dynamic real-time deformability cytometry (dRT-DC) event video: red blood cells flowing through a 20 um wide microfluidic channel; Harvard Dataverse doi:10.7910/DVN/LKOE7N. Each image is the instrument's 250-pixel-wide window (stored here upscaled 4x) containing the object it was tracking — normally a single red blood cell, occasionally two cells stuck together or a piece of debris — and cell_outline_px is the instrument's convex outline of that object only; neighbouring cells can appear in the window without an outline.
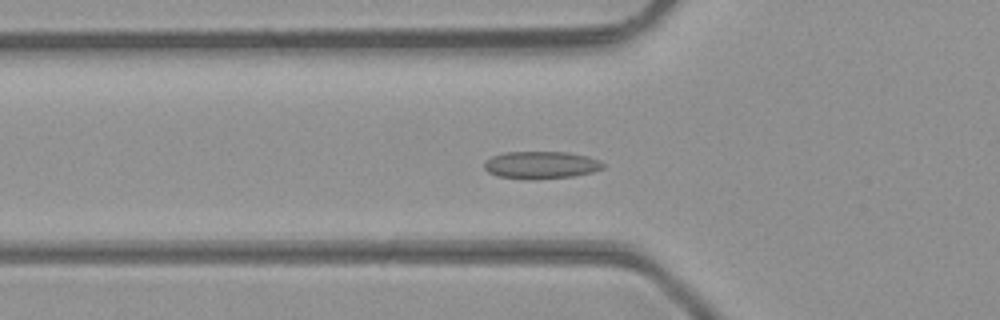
{"species": "common noctule bat (a hibernating species)", "species_latin": "Nyctalus noctula", "temperature_condition": "room temperature", "stored_images_in_passage": 48, "camera_frame_rate_fps": 3000, "um_per_image_px": 0.085, "animal": {"sex": "male", "body_mass_g": 23.1, "forearm_length_mm": 52.7}, "frame": {"image": 1, "passage_image": 16, "time_ms": 5.0, "image_size_px": [1000, 320], "cell_outline_px": [[604, 168], [592, 172], [572, 176], [536, 180], [528, 180], [500, 176], [488, 172], [484, 168], [484, 160], [492, 156], [504, 152], [568, 152], [588, 156], [600, 160], [604, 164]], "centroid_in_image_um": [45.98, 14.02], "position_along_channel_um": 79.8, "area_um2": 19.19}}
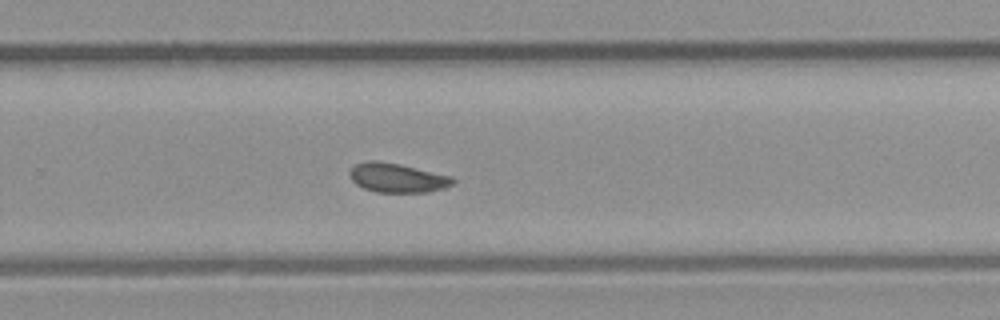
{"frame": {"image": 2, "passage_image": 31, "time_ms": 10.0, "image_size_px": [1000, 320], "cell_outline_px": [[456, 180], [452, 184], [444, 188], [428, 192], [376, 192], [364, 188], [356, 184], [352, 180], [348, 172], [356, 164], [364, 160], [376, 160], [400, 164], [452, 176]], "centroid_in_image_um": [33.76, 15.1], "position_along_channel_um": 296.0, "area_um2": 17.63}}
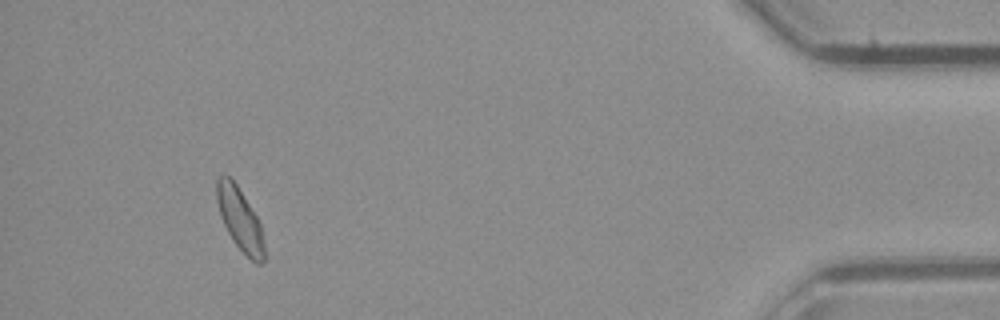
{"frame": {"image": 3, "passage_image": 44, "time_ms": 14.333, "image_size_px": [1000, 320], "cell_outline_px": [[264, 260], [260, 264], [256, 264], [232, 240], [220, 216], [216, 200], [216, 180], [220, 176], [228, 176], [236, 184], [256, 216], [260, 224], [264, 244]], "centroid_in_image_um": [20.37, 18.64], "position_along_channel_um": 414.8, "area_um2": 16.94}, "authors_computed_cell_mechanics": {"area_um2": 17.918, "velocity_mm_per_s": 4.3062, "shape_relaxation_time_tau1_ms": null, "shape_relaxation_time_tau2_ms": 1.8474, "deformation_change_tau1": null, "deformation_change_tau2": 0.0554}}